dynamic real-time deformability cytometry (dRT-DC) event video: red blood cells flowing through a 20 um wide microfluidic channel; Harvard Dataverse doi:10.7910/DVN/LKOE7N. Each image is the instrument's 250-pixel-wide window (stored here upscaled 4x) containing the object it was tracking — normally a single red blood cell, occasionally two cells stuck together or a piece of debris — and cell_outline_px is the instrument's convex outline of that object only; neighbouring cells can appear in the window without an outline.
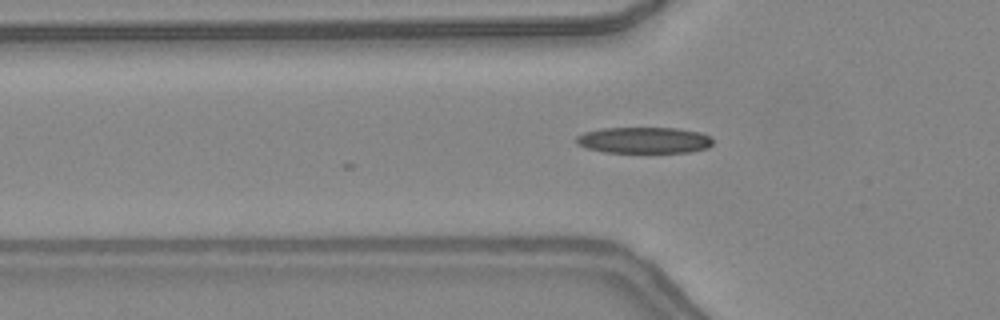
{"species": "common noctule bat (a hibernating species)", "species_latin": "Nyctalus noctula", "temperature_condition": "warm", "stored_images_in_passage": 17, "camera_frame_rate_fps": 3000, "um_per_image_px": 0.085, "animal": {"sex": "female", "body_mass_g": 24.6, "forearm_length_mm": 56.2}, "frame": {"image": 1, "passage_image": 17, "time_ms": 5.333, "image_size_px": [1000, 320], "cell_outline_px": [[712, 144], [708, 148], [692, 152], [604, 152], [588, 148], [580, 144], [576, 140], [576, 136], [584, 132], [600, 128], [676, 128], [700, 132], [708, 136], [712, 140]], "centroid_in_image_um": [54.76, 11.91], "position_along_channel_um": 71.0, "area_um2": 20.75}}